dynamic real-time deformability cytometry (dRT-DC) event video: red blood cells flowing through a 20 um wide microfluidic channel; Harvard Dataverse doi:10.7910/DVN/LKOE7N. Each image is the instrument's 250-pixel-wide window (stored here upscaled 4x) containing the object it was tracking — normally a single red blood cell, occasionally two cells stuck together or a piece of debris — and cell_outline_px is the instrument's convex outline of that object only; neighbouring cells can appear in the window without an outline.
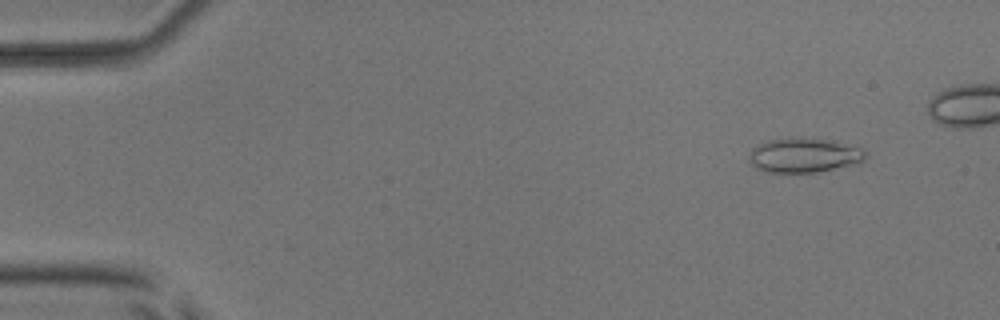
{"species": "common noctule bat (a hibernating species)", "species_latin": "Nyctalus noctula", "temperature_condition": "room temperature", "stored_images_in_passage": 5, "camera_frame_rate_fps": 3000, "um_per_image_px": 0.085, "animal": {"sex": "male", "body_mass_g": 17.9, "forearm_length_mm": 54.2}, "frame": {"image": 1, "passage_image": 1, "time_ms": 0.0, "image_size_px": [1000, 320], "cell_outline_px": [[864, 160], [816, 172], [768, 172], [752, 164], [748, 160], [748, 156], [752, 148], [768, 140], [788, 136], [812, 136], [836, 140], [860, 148], [864, 152]], "centroid_in_image_um": [68.29, 13.13], "position_along_channel_um": 16.7, "area_um2": 23.52}}